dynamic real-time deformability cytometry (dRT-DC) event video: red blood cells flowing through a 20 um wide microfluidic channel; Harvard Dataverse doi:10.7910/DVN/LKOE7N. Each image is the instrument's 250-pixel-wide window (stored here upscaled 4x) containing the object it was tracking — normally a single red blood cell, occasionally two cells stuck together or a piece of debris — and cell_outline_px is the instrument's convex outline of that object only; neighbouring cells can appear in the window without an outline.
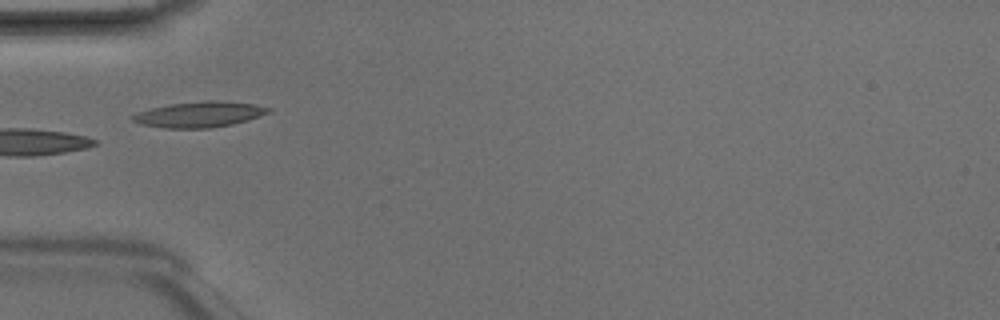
{"species": "Egyptian fruit bat (a non-hibernating species)", "species_latin": "Rousettus aegyptiacus", "temperature_condition": "room temperature", "stored_images_in_passage": 5, "camera_frame_rate_fps": 3000, "um_per_image_px": 0.085, "animal": {"sex": "male"}, "frame": {"image": 1, "passage_image": 5, "time_ms": 1.333, "image_size_px": [1000, 320], "cell_outline_px": [[272, 108], [268, 112], [248, 120], [232, 124], [208, 128], [164, 128], [140, 124], [132, 120], [132, 116], [136, 112], [168, 104], [208, 100], [216, 100], [252, 104]], "centroid_in_image_um": [16.9, 9.72], "position_along_channel_um": 68.1, "area_um2": 20.11}}